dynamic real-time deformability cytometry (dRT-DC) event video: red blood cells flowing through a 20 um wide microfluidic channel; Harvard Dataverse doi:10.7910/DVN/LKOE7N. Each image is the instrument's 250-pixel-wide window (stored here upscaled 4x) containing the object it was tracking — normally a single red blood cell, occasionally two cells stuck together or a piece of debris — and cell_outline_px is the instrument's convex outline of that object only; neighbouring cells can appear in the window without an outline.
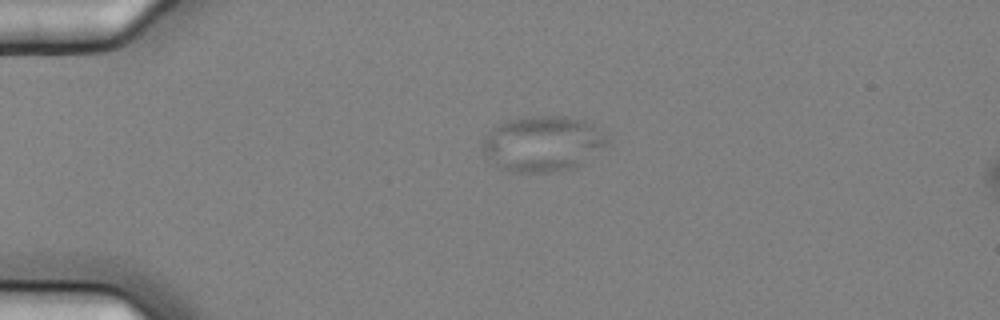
{"species": "common noctule bat (a hibernating species)", "species_latin": "Nyctalus noctula", "temperature_condition": "cold", "stored_images_in_passage": 3, "segment_of_instrument_passage": [1, 2], "camera_frame_rate_fps": 3000, "um_per_image_px": 0.085, "animal": {"sex": "female", "body_mass_g": 25.1}, "frame": {"image": 1, "passage_image": 1, "time_ms": 0.0, "image_size_px": [1000, 320], "cell_outline_px": [[604, 144], [572, 168], [552, 172], [508, 172], [492, 164], [488, 160], [484, 152], [484, 136], [496, 124], [504, 120], [524, 116], [564, 116], [584, 120], [592, 124], [604, 136]], "centroid_in_image_um": [45.98, 12.19], "position_along_channel_um": 39.0, "area_um2": 39.65}}